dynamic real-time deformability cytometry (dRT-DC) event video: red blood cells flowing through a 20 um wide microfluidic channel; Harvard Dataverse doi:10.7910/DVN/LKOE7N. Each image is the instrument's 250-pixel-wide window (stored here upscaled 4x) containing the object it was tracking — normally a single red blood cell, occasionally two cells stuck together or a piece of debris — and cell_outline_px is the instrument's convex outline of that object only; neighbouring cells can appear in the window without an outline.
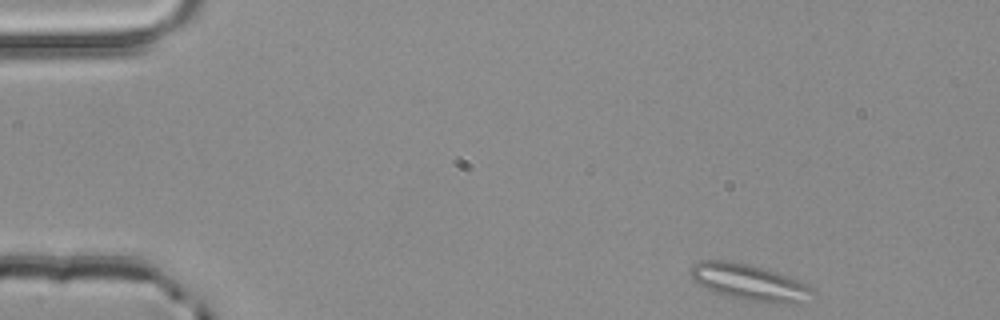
{"species": "common noctule bat (a hibernating species)", "species_latin": "Nyctalus noctula", "temperature_condition": "room temperature", "stored_images_in_passage": 3, "camera_frame_rate_fps": 3000, "um_per_image_px": 0.085, "animal": {"sex": "male", "body_mass_g": 20.4}, "frame": {"image": 1, "passage_image": 3, "time_ms": 0.667, "image_size_px": [1000, 320], "cell_outline_px": [[816, 296], [804, 304], [776, 304], [748, 300], [728, 296], [716, 292], [692, 280], [688, 272], [692, 264], [704, 260], [732, 260], [764, 268], [800, 280], [808, 284], [812, 288]], "centroid_in_image_um": [63.78, 24.01], "position_along_channel_um": 21.2, "area_um2": 26.36}}